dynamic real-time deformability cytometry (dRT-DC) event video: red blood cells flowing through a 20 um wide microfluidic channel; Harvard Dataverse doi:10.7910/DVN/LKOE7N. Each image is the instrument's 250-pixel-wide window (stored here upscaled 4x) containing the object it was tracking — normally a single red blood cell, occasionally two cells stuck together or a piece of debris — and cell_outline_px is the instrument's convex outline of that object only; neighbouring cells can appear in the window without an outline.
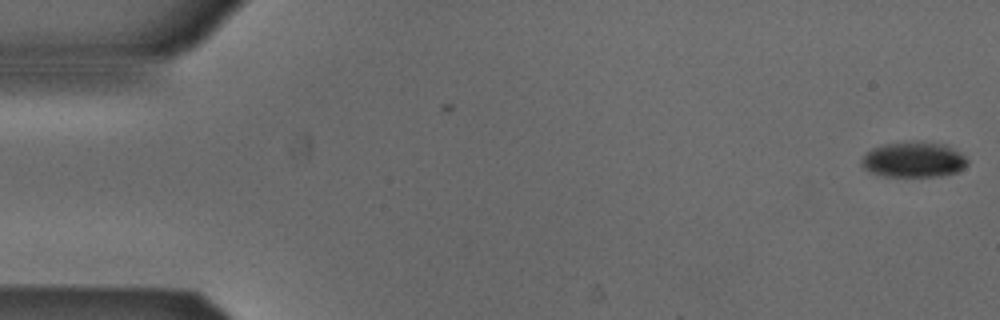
{"species": "Egyptian fruit bat (a non-hibernating species)", "species_latin": "Rousettus aegyptiacus", "temperature_condition": "cold", "stored_images_in_passage": 5, "camera_frame_rate_fps": 3000, "um_per_image_px": 0.085, "animal": {"sex": "male"}, "frame": {"image": 1, "passage_image": 5, "time_ms": 1.333, "image_size_px": [1000, 320], "cell_outline_px": [[968, 164], [964, 168], [956, 172], [940, 176], [884, 176], [868, 172], [860, 164], [860, 160], [872, 148], [884, 144], [944, 144], [960, 152], [968, 160]], "centroid_in_image_um": [77.64, 13.62], "position_along_channel_um": 7.4, "area_um2": 21.21}}